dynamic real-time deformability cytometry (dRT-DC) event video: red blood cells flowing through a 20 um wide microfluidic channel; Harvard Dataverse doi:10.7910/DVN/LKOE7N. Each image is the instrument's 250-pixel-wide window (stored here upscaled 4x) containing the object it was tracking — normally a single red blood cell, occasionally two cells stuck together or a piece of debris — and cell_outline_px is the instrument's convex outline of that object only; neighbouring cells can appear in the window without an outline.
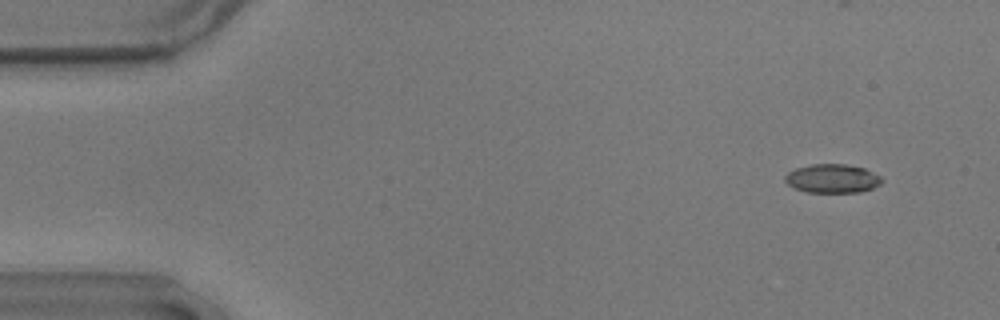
{"species": "common noctule bat (a hibernating species)", "species_latin": "Nyctalus noctula", "temperature_condition": "warm", "stored_images_in_passage": 57, "segment_of_instrument_passage": [1, 2], "camera_frame_rate_fps": 3000, "um_per_image_px": 0.085, "animal": {"sex": "male", "body_mass_g": 17.9}, "frame": {"image": 1, "passage_image": 4, "time_ms": 1.0, "image_size_px": [1000, 320], "cell_outline_px": [[884, 180], [880, 184], [872, 188], [860, 192], [808, 192], [796, 188], [788, 184], [784, 180], [784, 176], [788, 172], [796, 168], [812, 164], [844, 164], [864, 168], [880, 176]], "centroid_in_image_um": [70.75, 15.17], "position_along_channel_um": 14.2, "area_um2": 16.13}}
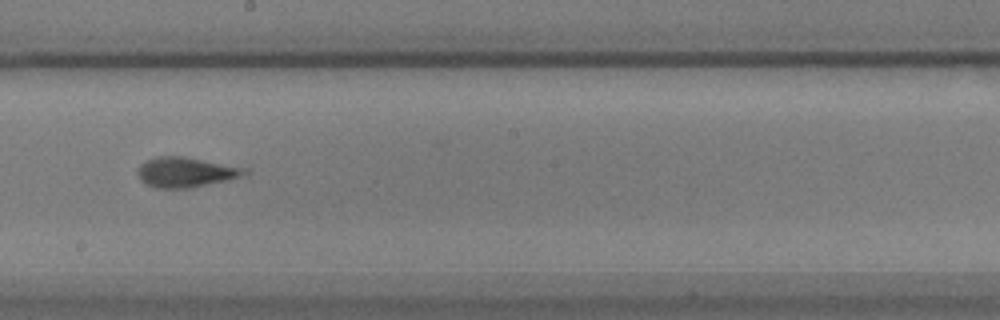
{"frame": {"image": 2, "passage_image": 31, "time_ms": 10.0, "image_size_px": [1000, 320], "cell_outline_px": [[252, 172], [248, 176], [188, 188], [156, 188], [144, 184], [140, 180], [136, 172], [140, 164], [156, 156], [184, 156], [248, 168]], "centroid_in_image_um": [15.84, 14.64], "position_along_channel_um": 232.4, "area_um2": 19.13}}
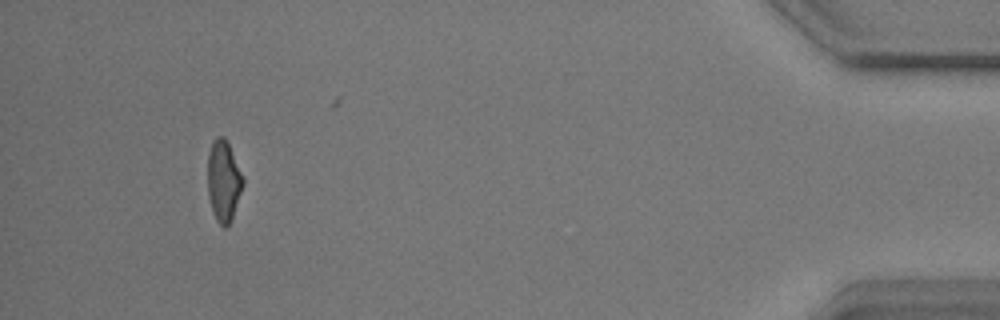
{"frame": {"image": 3, "passage_image": 52, "time_ms": 17.0, "image_size_px": [1000, 320], "cell_outline_px": [[244, 184], [228, 228], [224, 228], [216, 220], [212, 212], [208, 196], [208, 152], [212, 140], [216, 136], [224, 136], [244, 176]], "centroid_in_image_um": [19.0, 15.38], "position_along_channel_um": 416.2, "area_um2": 16.88}}